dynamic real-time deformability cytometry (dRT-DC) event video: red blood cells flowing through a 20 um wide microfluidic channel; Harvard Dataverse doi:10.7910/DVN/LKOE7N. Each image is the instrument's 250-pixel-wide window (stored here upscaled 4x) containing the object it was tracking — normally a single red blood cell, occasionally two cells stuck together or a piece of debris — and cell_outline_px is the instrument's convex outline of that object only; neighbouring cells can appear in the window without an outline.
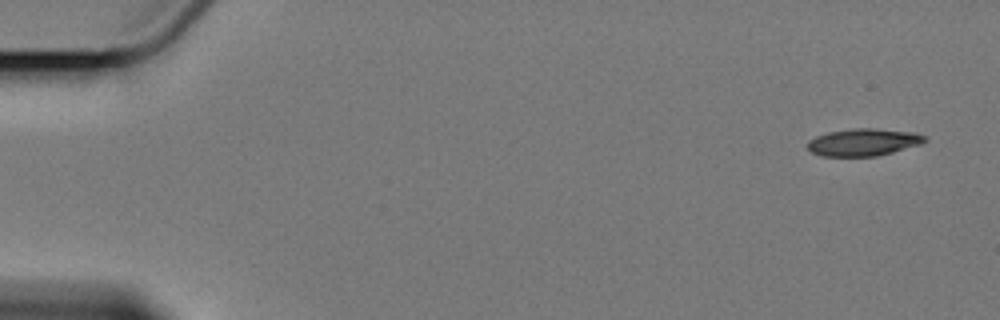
{"species": "Egyptian fruit bat (a non-hibernating species)", "species_latin": "Rousettus aegyptiacus", "temperature_condition": "cold", "stored_images_in_passage": 15, "camera_frame_rate_fps": 3000, "um_per_image_px": 0.085, "animal": {"sex": "female"}, "frame": {"image": 1, "passage_image": 1, "time_ms": 0.0, "image_size_px": [1000, 320], "cell_outline_px": [[928, 140], [920, 144], [892, 152], [876, 156], [820, 156], [812, 152], [808, 148], [808, 140], [816, 136], [828, 132], [852, 128], [872, 128], [912, 132], [928, 136]], "centroid_in_image_um": [73.39, 12.08], "position_along_channel_um": 11.6, "area_um2": 18.61}}
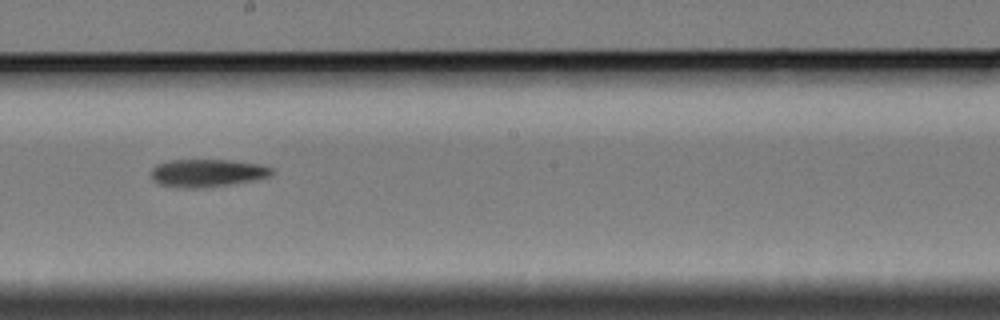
{"frame": {"image": 2, "passage_image": 9, "time_ms": 10.333, "image_size_px": [1000, 320], "cell_outline_px": [[276, 172], [272, 176], [252, 180], [228, 184], [196, 188], [188, 188], [160, 184], [152, 180], [152, 168], [156, 164], [168, 160], [228, 160], [260, 164], [272, 168]], "centroid_in_image_um": [17.63, 14.69], "position_along_channel_um": 230.6, "area_um2": 19.36}}
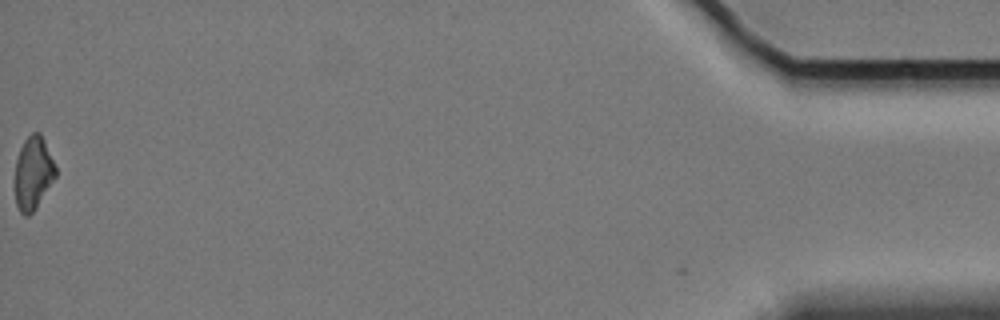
{"frame": {"image": 3, "passage_image": 15, "time_ms": 19.0, "image_size_px": [1000, 320], "cell_outline_px": [[56, 176], [36, 208], [28, 216], [24, 216], [20, 212], [16, 204], [16, 160], [20, 148], [24, 140], [32, 132], [40, 132], [44, 140], [56, 168]], "centroid_in_image_um": [2.82, 14.71], "position_along_channel_um": 432.4, "area_um2": 17.05}}